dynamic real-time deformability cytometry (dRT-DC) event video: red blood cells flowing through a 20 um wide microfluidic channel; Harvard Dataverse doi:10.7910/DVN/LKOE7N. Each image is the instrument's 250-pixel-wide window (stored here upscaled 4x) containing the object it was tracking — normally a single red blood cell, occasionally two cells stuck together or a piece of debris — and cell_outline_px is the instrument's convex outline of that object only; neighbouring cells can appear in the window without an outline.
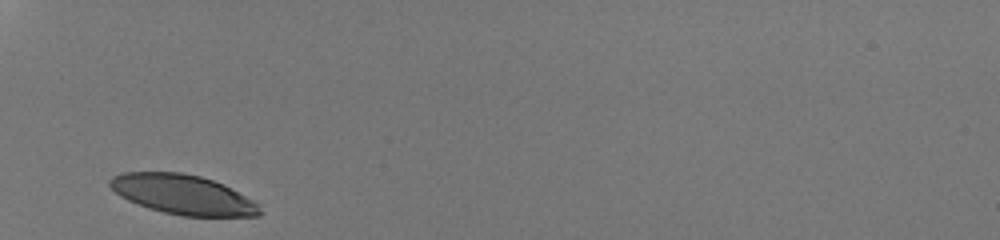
{"species": "human", "species_latin": "Homo sapiens", "temperature_condition": "room temperature", "stored_images_in_passage": 25, "camera_frame_rate_fps": 3000, "um_per_image_px": 0.085, "donor": {"sex": "male"}, "frame": {"image": 1, "passage_image": 1, "time_ms": 0.0, "image_size_px": [1000, 240], "cell_outline_px": [[264, 212], [260, 216], [184, 216], [164, 212], [148, 208], [128, 200], [120, 196], [108, 184], [108, 180], [112, 176], [124, 172], [180, 172], [200, 176], [224, 184], [256, 200], [260, 204]], "centroid_in_image_um": [15.61, 16.54], "position_along_channel_um": 69.4, "area_um2": 34.97}}
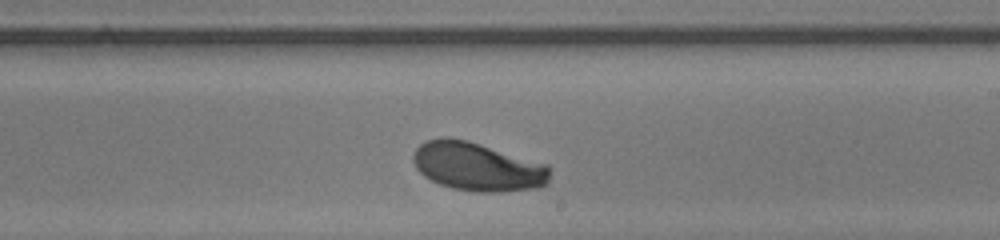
{"frame": {"image": 2, "passage_image": 15, "time_ms": 4.667, "image_size_px": [1000, 240], "cell_outline_px": [[548, 184], [532, 188], [500, 192], [480, 192], [452, 188], [440, 184], [424, 176], [416, 168], [412, 160], [412, 156], [416, 148], [420, 144], [428, 140], [440, 136], [448, 136], [468, 140], [548, 164]], "centroid_in_image_um": [40.55, 14.14], "position_along_channel_um": 248.5, "area_um2": 38.78}}
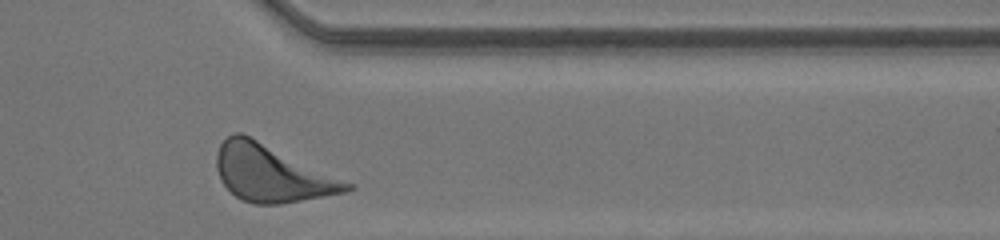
{"frame": {"image": 3, "passage_image": 25, "time_ms": 8.0, "image_size_px": [1000, 240], "cell_outline_px": [[356, 188], [344, 192], [280, 204], [252, 204], [236, 196], [220, 180], [216, 168], [216, 152], [220, 144], [232, 132], [240, 132], [356, 184]], "centroid_in_image_um": [23.1, 14.73], "position_along_channel_um": 388.3, "area_um2": 42.89}, "authors_computed_cell_mechanics": {"area_um2": 38.0324, "velocity_mm_per_s": 4.1918, "shape_relaxation_time_tau1_ms": 2.064, "shape_relaxation_time_tau2_ms": null, "deformation_change_tau1": 0.132, "deformation_change_tau2": null}}